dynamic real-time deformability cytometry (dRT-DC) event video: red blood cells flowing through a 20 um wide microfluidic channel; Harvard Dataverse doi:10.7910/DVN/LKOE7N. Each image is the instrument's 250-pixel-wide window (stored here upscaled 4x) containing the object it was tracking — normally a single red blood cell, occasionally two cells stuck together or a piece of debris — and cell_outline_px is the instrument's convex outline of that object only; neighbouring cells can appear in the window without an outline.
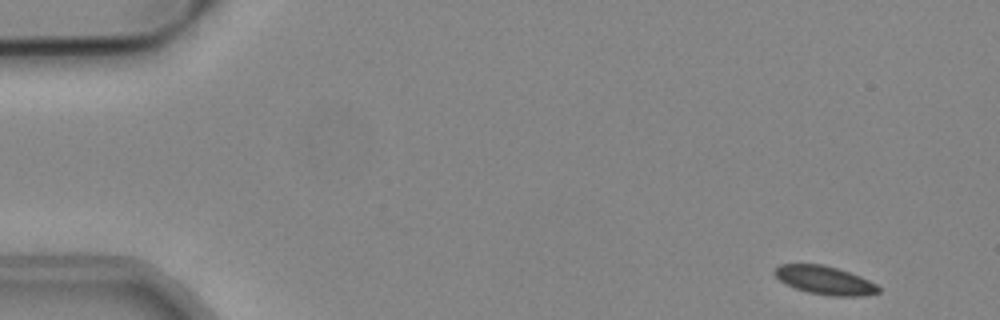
{"species": "common noctule bat (a hibernating species)", "species_latin": "Nyctalus noctula", "temperature_condition": "cold", "stored_images_in_passage": 51, "camera_frame_rate_fps": 3000, "um_per_image_px": 0.085, "animal": {"sex": "male", "body_mass_g": 19.2, "forearm_length_mm": 51.8}, "frame": {"image": 1, "passage_image": 1, "time_ms": 0.0, "image_size_px": [1000, 320], "cell_outline_px": [[880, 292], [864, 296], [832, 296], [808, 292], [796, 288], [780, 280], [772, 272], [780, 264], [824, 264], [860, 276], [876, 284], [880, 288]], "centroid_in_image_um": [70.12, 23.82], "position_along_channel_um": 14.9, "area_um2": 17.05}}
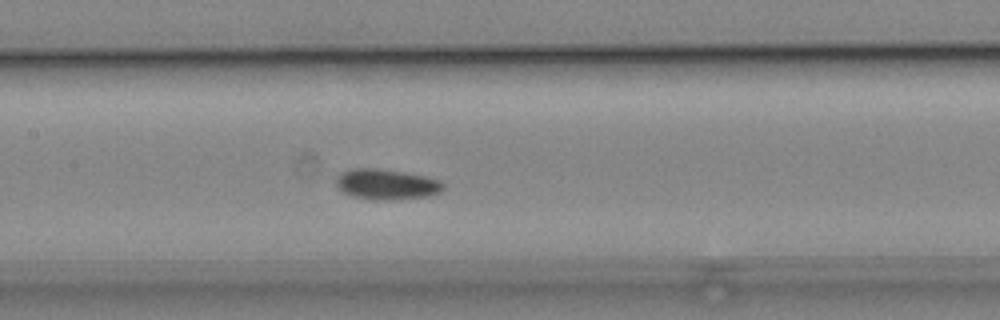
{"frame": {"image": 2, "passage_image": 23, "time_ms": 7.333, "image_size_px": [1000, 320], "cell_outline_px": [[444, 188], [440, 192], [428, 196], [396, 200], [372, 200], [352, 196], [344, 192], [336, 184], [336, 176], [352, 168], [380, 168], [404, 172], [424, 176], [440, 180], [444, 184]], "centroid_in_image_um": [32.87, 15.67], "position_along_channel_um": 174.5, "area_um2": 19.13}}
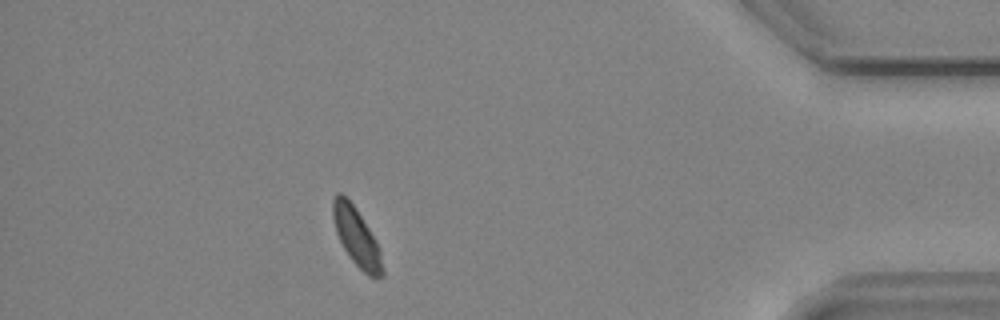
{"frame": {"image": 3, "passage_image": 45, "time_ms": 14.667, "image_size_px": [1000, 320], "cell_outline_px": [[384, 276], [380, 280], [376, 280], [368, 276], [352, 260], [344, 248], [336, 232], [332, 216], [332, 200], [336, 192], [340, 192], [356, 208], [368, 228], [380, 252], [384, 272]], "centroid_in_image_um": [30.3, 20.17], "position_along_channel_um": 404.9, "area_um2": 16.59}}